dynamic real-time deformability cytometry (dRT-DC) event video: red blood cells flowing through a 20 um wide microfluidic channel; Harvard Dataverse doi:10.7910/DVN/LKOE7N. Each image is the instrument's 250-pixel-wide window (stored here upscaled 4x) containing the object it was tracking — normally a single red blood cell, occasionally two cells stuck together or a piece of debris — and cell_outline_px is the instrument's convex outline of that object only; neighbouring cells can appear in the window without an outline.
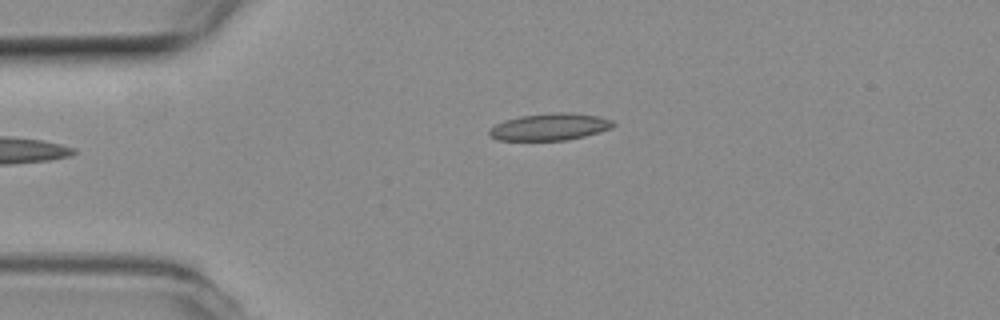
{"species": "common noctule bat (a hibernating species)", "species_latin": "Nyctalus noctula", "temperature_condition": "room temperature", "stored_images_in_passage": 37, "camera_frame_rate_fps": 3000, "um_per_image_px": 0.085, "animal": {"sex": "female", "body_mass_g": 19.3, "forearm_length_mm": 54.1}, "frame": {"image": 1, "passage_image": 1, "time_ms": 0.0, "image_size_px": [1000, 320], "cell_outline_px": [[616, 124], [612, 128], [584, 136], [568, 140], [496, 140], [488, 136], [488, 132], [496, 124], [504, 120], [520, 116], [556, 112], [564, 112], [596, 116], [612, 120]], "centroid_in_image_um": [46.71, 10.79], "position_along_channel_um": 38.3, "area_um2": 19.36}}
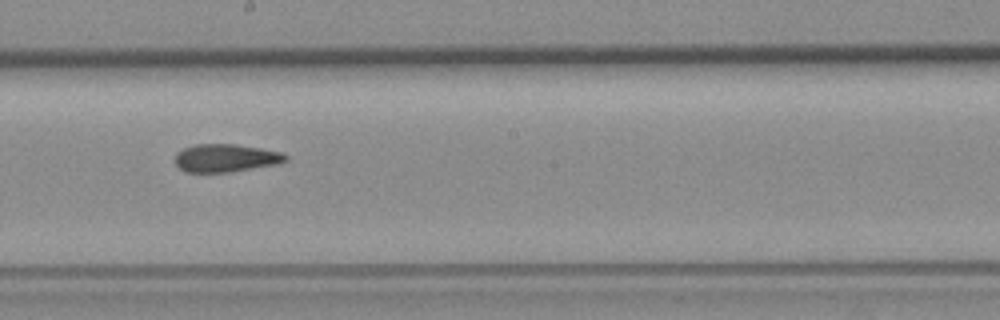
{"frame": {"image": 2, "passage_image": 18, "time_ms": 5.667, "image_size_px": [1000, 320], "cell_outline_px": [[288, 160], [276, 164], [228, 172], [184, 172], [176, 164], [176, 152], [184, 148], [196, 144], [236, 144], [260, 148], [280, 152], [288, 156]], "centroid_in_image_um": [19.17, 13.42], "position_along_channel_um": 229.0, "area_um2": 17.86}}
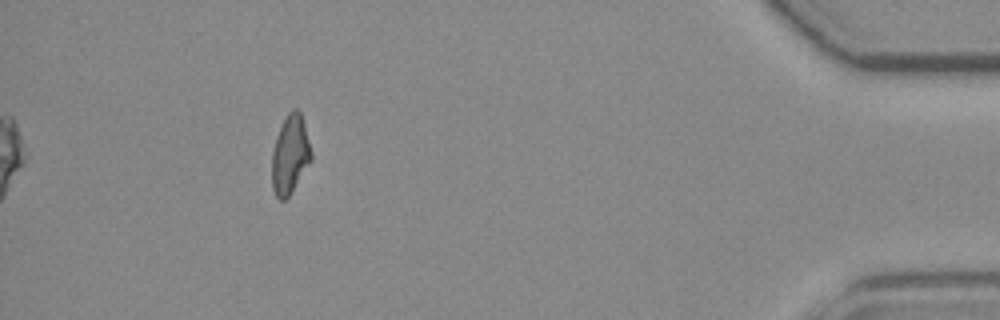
{"frame": {"image": 3, "passage_image": 37, "time_ms": 12.0, "image_size_px": [1000, 320], "cell_outline_px": [[312, 160], [292, 192], [284, 200], [280, 200], [276, 196], [272, 188], [272, 152], [276, 136], [288, 112], [292, 108], [296, 108], [300, 112], [304, 124], [312, 152]], "centroid_in_image_um": [24.66, 13.16], "position_along_channel_um": 410.5, "area_um2": 18.03}, "authors_computed_cell_mechanics": {"area_um2": 18.4382, "velocity_mm_per_s": 3.8813, "shape_relaxation_time_tau1_ms": null, "shape_relaxation_time_tau2_ms": 2.7337, "deformation_change_tau1": null, "deformation_change_tau2": 0.1107}}